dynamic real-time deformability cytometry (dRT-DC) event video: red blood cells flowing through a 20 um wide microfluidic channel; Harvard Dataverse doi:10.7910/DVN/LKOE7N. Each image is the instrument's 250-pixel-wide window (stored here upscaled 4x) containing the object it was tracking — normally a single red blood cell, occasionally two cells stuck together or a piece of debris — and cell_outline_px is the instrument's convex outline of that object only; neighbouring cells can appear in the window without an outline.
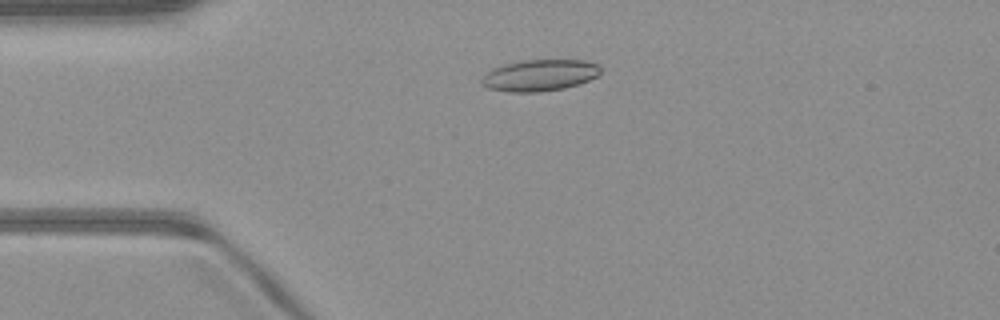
{"species": "common noctule bat (a hibernating species)", "species_latin": "Nyctalus noctula", "temperature_condition": "warm", "stored_images_in_passage": 39, "camera_frame_rate_fps": 3000, "um_per_image_px": 0.085, "animal": {"sex": "male", "body_mass_g": 23.1, "forearm_length_mm": 52.7}, "frame": {"image": 1, "passage_image": 1, "time_ms": 0.0, "image_size_px": [1000, 320], "cell_outline_px": [[600, 72], [596, 76], [588, 80], [564, 88], [540, 92], [508, 92], [488, 88], [480, 84], [480, 80], [488, 72], [504, 64], [524, 60], [584, 60], [596, 64], [600, 68]], "centroid_in_image_um": [45.84, 6.41], "position_along_channel_um": 39.2, "area_um2": 21.56}}
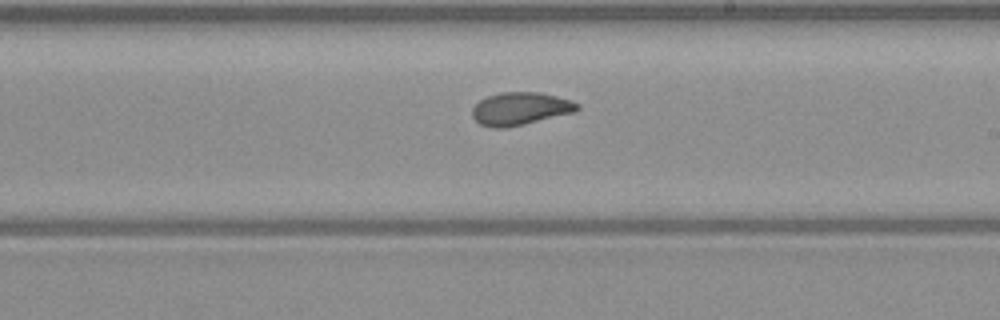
{"frame": {"image": 2, "passage_image": 18, "time_ms": 5.667, "image_size_px": [1000, 320], "cell_outline_px": [[580, 108], [576, 112], [508, 128], [492, 128], [480, 124], [472, 116], [472, 108], [480, 100], [488, 96], [500, 92], [540, 92], [572, 100], [580, 104]], "centroid_in_image_um": [44.25, 9.24], "position_along_channel_um": 244.8, "area_um2": 20.29}}
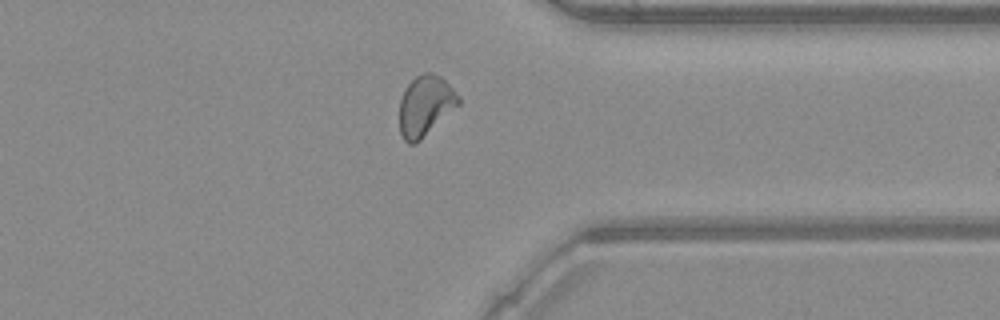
{"frame": {"image": 3, "passage_image": 28, "time_ms": 9.0, "image_size_px": [1000, 320], "cell_outline_px": [[460, 104], [416, 144], [408, 144], [404, 140], [400, 132], [400, 100], [404, 88], [416, 76], [424, 72], [432, 72], [440, 76], [460, 96]], "centroid_in_image_um": [36.15, 8.99], "position_along_channel_um": 375.3, "area_um2": 20.81}, "authors_computed_cell_mechanics": {"area_um2": 20.3456, "velocity_mm_per_s": 4.093, "shape_relaxation_time_tau1_ms": null, "shape_relaxation_time_tau2_ms": 1.3058, "deformation_change_tau1": null, "deformation_change_tau2": 0.0663}}